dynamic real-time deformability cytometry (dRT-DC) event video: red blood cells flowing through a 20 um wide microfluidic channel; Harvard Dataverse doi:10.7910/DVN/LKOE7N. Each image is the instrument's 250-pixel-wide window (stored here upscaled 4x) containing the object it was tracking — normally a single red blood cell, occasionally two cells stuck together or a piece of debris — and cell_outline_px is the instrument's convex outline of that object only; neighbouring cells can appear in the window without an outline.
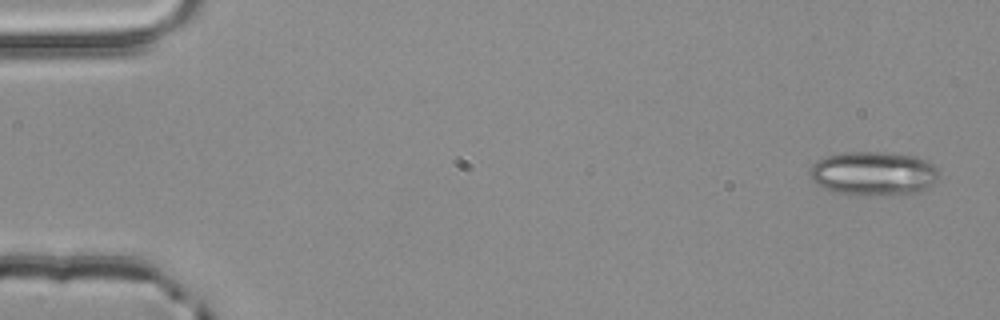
{"species": "common noctule bat (a hibernating species)", "species_latin": "Nyctalus noctula", "temperature_condition": "room temperature", "stored_images_in_passage": 53, "camera_frame_rate_fps": 3000, "um_per_image_px": 0.085, "animal": {"sex": "male", "body_mass_g": 20.4}, "frame": {"image": 1, "passage_image": 1, "time_ms": 0.0, "image_size_px": [1000, 320], "cell_outline_px": [[940, 176], [932, 184], [920, 192], [868, 196], [836, 192], [824, 188], [816, 184], [808, 176], [808, 172], [812, 164], [828, 156], [844, 152], [884, 152], [916, 156], [928, 160], [936, 168]], "centroid_in_image_um": [74.24, 14.74], "position_along_channel_um": 10.8, "area_um2": 33.23}}
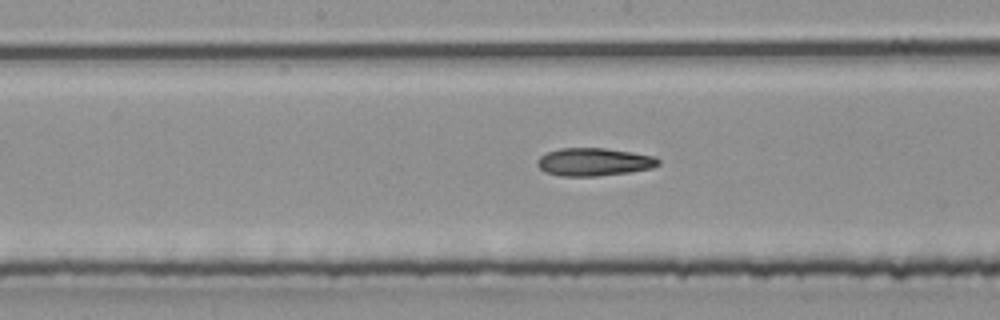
{"frame": {"image": 2, "passage_image": 27, "time_ms": 8.667, "image_size_px": [1000, 320], "cell_outline_px": [[660, 164], [652, 168], [628, 172], [596, 176], [560, 176], [544, 172], [536, 164], [536, 160], [540, 156], [548, 152], [560, 148], [604, 148], [632, 152], [656, 156], [660, 160]], "centroid_in_image_um": [50.48, 13.76], "position_along_channel_um": 197.7, "area_um2": 19.77}}
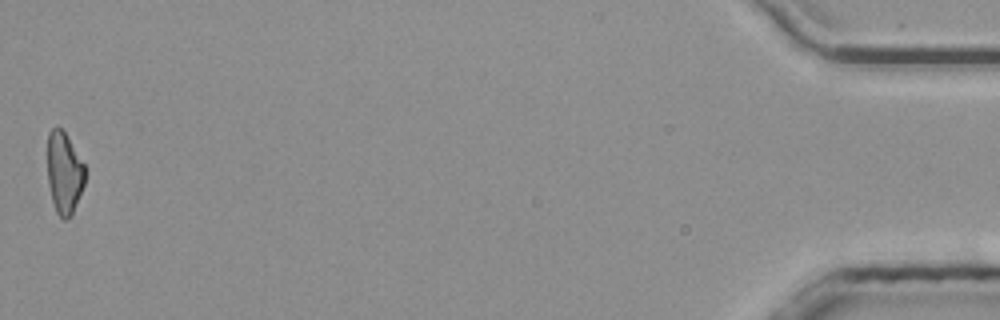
{"frame": {"image": 3, "passage_image": 53, "time_ms": 17.333, "image_size_px": [1000, 320], "cell_outline_px": [[84, 184], [72, 216], [64, 220], [56, 212], [52, 200], [48, 184], [48, 132], [52, 128], [60, 128], [68, 136], [84, 164]], "centroid_in_image_um": [5.45, 14.71], "position_along_channel_um": 429.7, "area_um2": 17.8}, "authors_computed_cell_mechanics": {"area_um2": 19.4786, "velocity_mm_per_s": 3.8554, "shape_relaxation_time_tau1_ms": null, "shape_relaxation_time_tau2_ms": 10.3548, "deformation_change_tau1": null, "deformation_change_tau2": 0.2404}}